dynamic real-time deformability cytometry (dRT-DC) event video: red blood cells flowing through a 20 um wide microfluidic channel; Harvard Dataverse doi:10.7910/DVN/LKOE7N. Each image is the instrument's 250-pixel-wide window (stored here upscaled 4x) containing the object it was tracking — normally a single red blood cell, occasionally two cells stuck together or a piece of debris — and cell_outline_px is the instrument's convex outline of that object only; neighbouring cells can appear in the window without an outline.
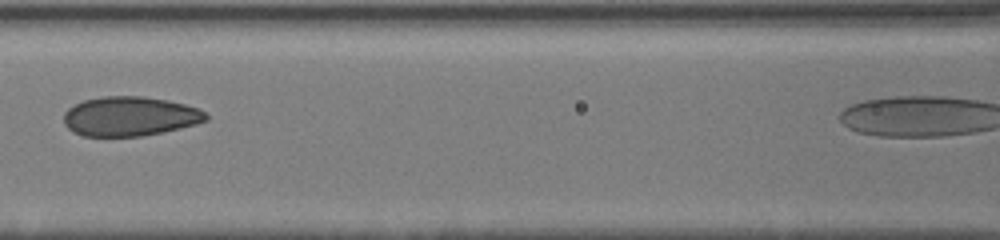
{"species": "human", "species_latin": "Homo sapiens", "temperature_condition": "cold", "stored_images_in_passage": 7, "segment_of_instrument_passage": [1, 2], "camera_frame_rate_fps": 3000, "um_per_image_px": 0.085, "donor": {"sex": "male"}, "frame": {"image": 1, "passage_image": 4, "time_ms": 3.333, "image_size_px": [1000, 240], "cell_outline_px": [[208, 120], [196, 124], [180, 128], [140, 136], [84, 136], [68, 128], [64, 124], [64, 112], [68, 108], [84, 100], [104, 96], [144, 96], [168, 100], [200, 108], [208, 116]], "centroid_in_image_um": [11.05, 9.88], "position_along_channel_um": 155.5, "area_um2": 32.6}}
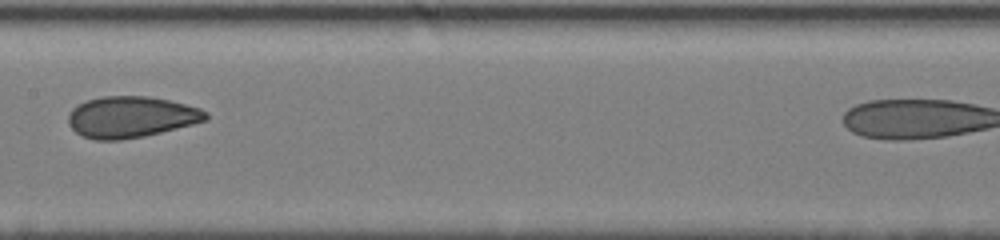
{"frame": {"image": 2, "passage_image": 5, "time_ms": 4.333, "image_size_px": [1000, 240], "cell_outline_px": [[208, 120], [144, 136], [120, 140], [96, 140], [84, 136], [76, 132], [68, 124], [68, 112], [72, 108], [88, 100], [104, 96], [148, 96], [168, 100], [200, 108], [208, 112]], "centroid_in_image_um": [11.13, 9.94], "position_along_channel_um": 196.3, "area_um2": 32.89}}
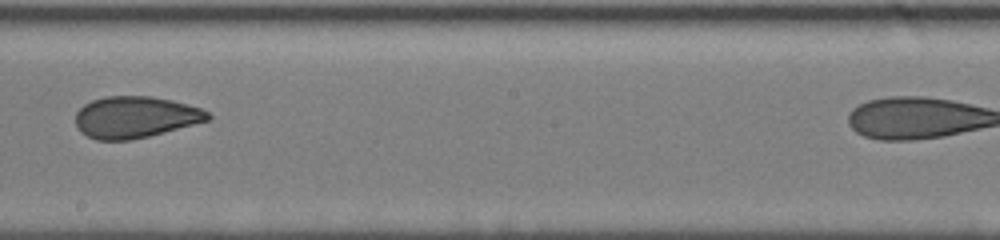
{"frame": {"image": 3, "passage_image": 6, "time_ms": 5.333, "image_size_px": [1000, 240], "cell_outline_px": [[212, 116], [208, 120], [148, 136], [132, 140], [96, 140], [80, 132], [76, 128], [76, 112], [84, 104], [92, 100], [104, 96], [152, 96], [172, 100], [188, 104], [200, 108], [208, 112]], "centroid_in_image_um": [11.46, 9.95], "position_along_channel_um": 236.7, "area_um2": 32.02}}